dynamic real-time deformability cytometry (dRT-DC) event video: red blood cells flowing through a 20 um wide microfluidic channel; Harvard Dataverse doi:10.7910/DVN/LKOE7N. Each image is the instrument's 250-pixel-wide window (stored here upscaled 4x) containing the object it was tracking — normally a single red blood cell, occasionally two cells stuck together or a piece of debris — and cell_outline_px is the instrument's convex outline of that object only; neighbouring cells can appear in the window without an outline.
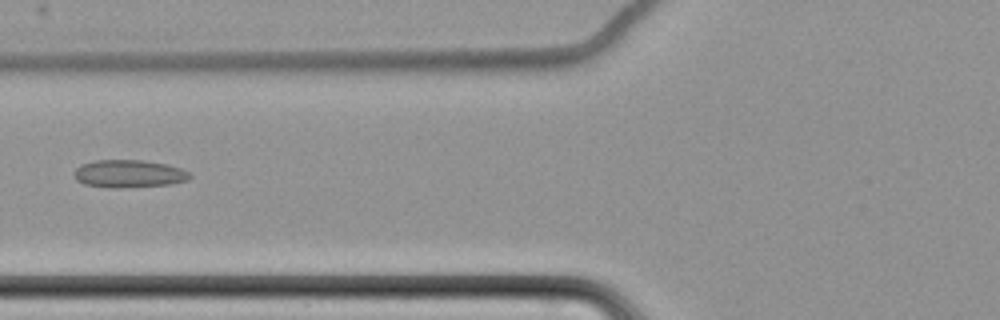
{"species": "common noctule bat (a hibernating species)", "species_latin": "Nyctalus noctula", "temperature_condition": "cold", "stored_images_in_passage": 6, "camera_frame_rate_fps": 3000, "um_per_image_px": 0.085, "animal": {"sex": "female", "body_mass_g": 22.7, "forearm_length_mm": 54.2}, "frame": {"image": 1, "passage_image": 5, "time_ms": 5.0, "image_size_px": [1000, 320], "cell_outline_px": [[192, 176], [188, 180], [172, 184], [116, 188], [112, 188], [84, 184], [76, 180], [76, 168], [80, 164], [96, 160], [144, 160], [168, 164], [180, 168], [188, 172]], "centroid_in_image_um": [10.98, 14.76], "position_along_channel_um": 114.8, "area_um2": 18.67}}
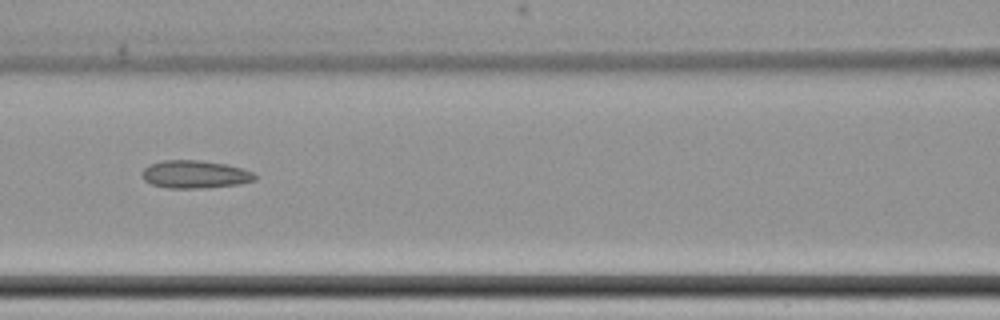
{"frame": {"image": 2, "passage_image": 6, "time_ms": 6.0, "image_size_px": [1000, 320], "cell_outline_px": [[256, 180], [240, 184], [204, 188], [168, 188], [152, 184], [144, 180], [140, 176], [140, 172], [148, 164], [164, 160], [200, 160], [224, 164], [244, 168], [252, 172], [256, 176]], "centroid_in_image_um": [16.54, 14.82], "position_along_channel_um": 150.1, "area_um2": 18.5}}